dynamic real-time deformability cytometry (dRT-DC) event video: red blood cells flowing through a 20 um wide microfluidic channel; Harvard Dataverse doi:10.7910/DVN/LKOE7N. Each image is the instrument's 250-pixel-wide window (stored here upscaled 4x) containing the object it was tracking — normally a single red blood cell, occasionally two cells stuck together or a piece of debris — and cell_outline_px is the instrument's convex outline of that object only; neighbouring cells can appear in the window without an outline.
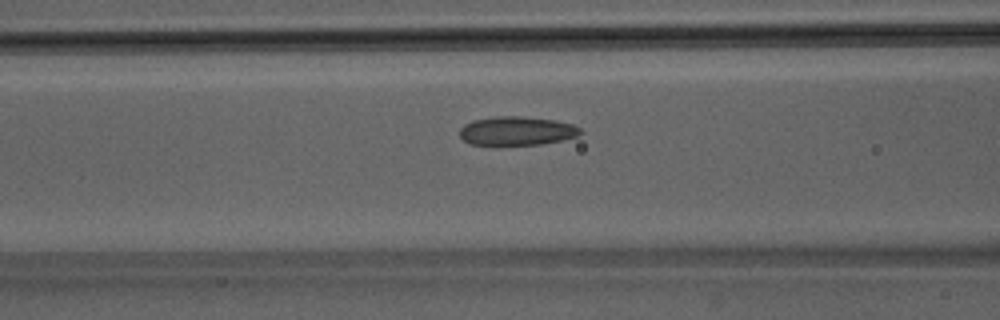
{"species": "Egyptian fruit bat (a non-hibernating species)", "species_latin": "Rousettus aegyptiacus", "temperature_condition": "room temperature", "stored_images_in_passage": 31, "camera_frame_rate_fps": 3000, "um_per_image_px": 0.085, "animal": {"sex": "male"}, "frame": {"image": 1, "passage_image": 10, "time_ms": 3.0, "image_size_px": [1000, 320], "cell_outline_px": [[584, 132], [576, 136], [560, 140], [540, 144], [492, 148], [472, 144], [464, 140], [460, 136], [460, 128], [464, 124], [472, 120], [496, 116], [520, 116], [556, 120], [572, 124], [580, 128]], "centroid_in_image_um": [43.87, 11.16], "position_along_channel_um": 122.7, "area_um2": 21.04}}